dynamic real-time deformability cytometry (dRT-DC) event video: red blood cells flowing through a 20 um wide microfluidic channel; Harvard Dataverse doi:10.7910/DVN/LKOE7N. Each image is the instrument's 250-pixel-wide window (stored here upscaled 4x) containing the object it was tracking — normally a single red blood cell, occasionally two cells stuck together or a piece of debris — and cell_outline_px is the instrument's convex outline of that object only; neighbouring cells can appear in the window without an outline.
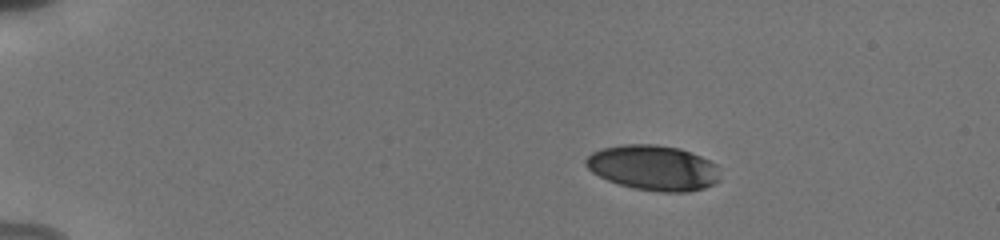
{"species": "human", "species_latin": "Homo sapiens", "temperature_condition": "cold", "stored_images_in_passage": 17, "camera_frame_rate_fps": 3000, "um_per_image_px": 0.085, "donor": {"sex": "male"}, "frame": {"image": 1, "passage_image": 1, "time_ms": 0.0, "image_size_px": [1000, 240], "cell_outline_px": [[720, 180], [716, 184], [704, 188], [688, 192], [660, 192], [632, 188], [608, 180], [592, 172], [584, 164], [584, 160], [592, 152], [600, 148], [624, 144], [656, 144], [680, 148], [700, 156], [716, 164]], "centroid_in_image_um": [55.53, 14.26], "position_along_channel_um": 29.5, "area_um2": 35.55}}
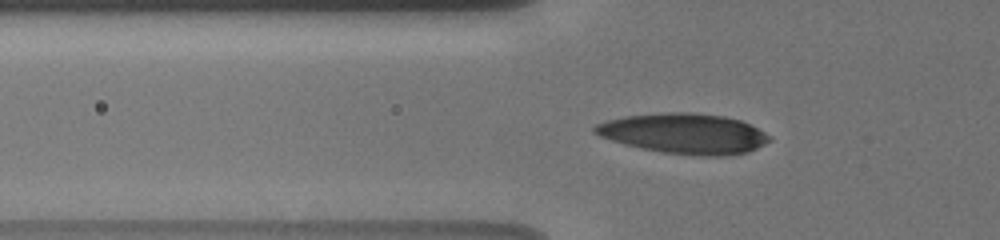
{"frame": {"image": 2, "passage_image": 9, "time_ms": 3.333, "image_size_px": [1000, 240], "cell_outline_px": [[772, 140], [748, 152], [728, 156], [704, 156], [664, 152], [640, 148], [624, 144], [600, 136], [592, 132], [592, 128], [596, 124], [608, 120], [624, 116], [668, 112], [688, 112], [724, 116], [740, 120], [772, 136]], "centroid_in_image_um": [58.15, 11.35], "position_along_channel_um": 67.6, "area_um2": 40.86}}
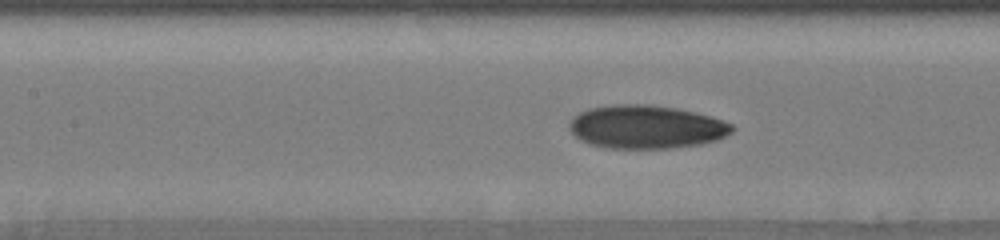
{"frame": {"image": 3, "passage_image": 15, "time_ms": 5.667, "image_size_px": [1000, 240], "cell_outline_px": [[736, 128], [732, 132], [716, 140], [700, 144], [668, 148], [608, 148], [588, 144], [580, 140], [568, 128], [568, 124], [572, 116], [588, 108], [612, 104], [652, 104], [676, 108], [712, 116], [732, 124]], "centroid_in_image_um": [54.9, 10.77], "position_along_channel_um": 152.5, "area_um2": 41.38}}